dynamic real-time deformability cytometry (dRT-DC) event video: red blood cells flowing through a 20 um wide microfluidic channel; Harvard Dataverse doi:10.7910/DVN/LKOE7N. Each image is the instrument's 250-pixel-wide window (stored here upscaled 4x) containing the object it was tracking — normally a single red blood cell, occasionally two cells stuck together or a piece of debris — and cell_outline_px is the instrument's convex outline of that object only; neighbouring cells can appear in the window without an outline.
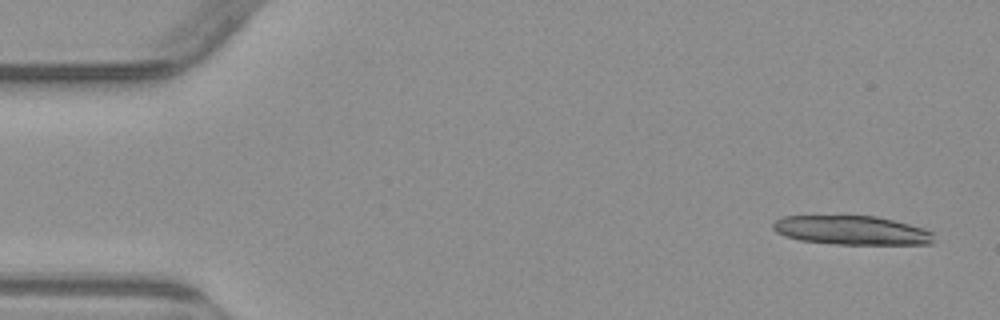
{"species": "common noctule bat (a hibernating species)", "species_latin": "Nyctalus noctula", "temperature_condition": "warm", "stored_images_in_passage": 5, "camera_frame_rate_fps": 3000, "um_per_image_px": 0.085, "animal": {"sex": "male", "body_mass_g": 23.1, "forearm_length_mm": 52.7}, "frame": {"image": 1, "passage_image": 1, "time_ms": 0.0, "image_size_px": [1000, 320], "cell_outline_px": [[932, 244], [836, 244], [800, 240], [784, 236], [776, 232], [772, 228], [772, 224], [776, 220], [784, 216], [876, 216], [924, 228], [932, 232]], "centroid_in_image_um": [72.36, 19.57], "position_along_channel_um": 12.6, "area_um2": 26.99}}
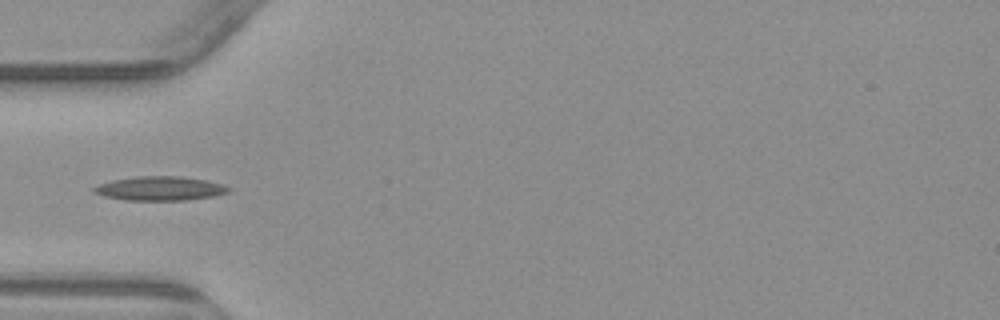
{"frame": {"image": 2, "passage_image": 5, "time_ms": 5.0, "image_size_px": [1000, 320], "cell_outline_px": [[232, 188], [228, 192], [212, 196], [184, 200], [124, 200], [104, 196], [92, 192], [92, 188], [100, 184], [112, 180], [136, 176], [180, 176], [204, 180], [224, 184]], "centroid_in_image_um": [13.58, 16.01], "position_along_channel_um": 71.4, "area_um2": 18.84}}